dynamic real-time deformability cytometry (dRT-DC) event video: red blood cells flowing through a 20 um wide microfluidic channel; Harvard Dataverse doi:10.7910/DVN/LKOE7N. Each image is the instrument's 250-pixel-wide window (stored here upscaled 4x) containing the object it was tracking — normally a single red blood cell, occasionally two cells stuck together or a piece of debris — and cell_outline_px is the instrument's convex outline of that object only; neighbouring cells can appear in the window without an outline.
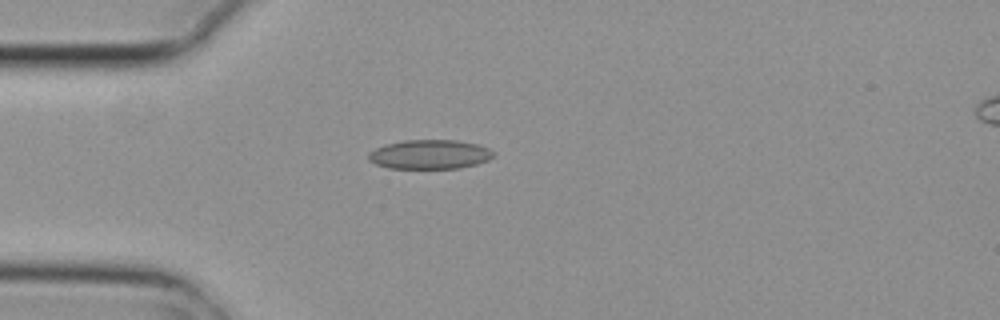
{"species": "common noctule bat (a hibernating species)", "species_latin": "Nyctalus noctula", "temperature_condition": "cold", "stored_images_in_passage": 6, "camera_frame_rate_fps": 3000, "um_per_image_px": 0.085, "animal": {"sex": "female", "body_mass_g": 29.2, "forearm_length_mm": 56.3}, "frame": {"image": 1, "passage_image": 5, "time_ms": 1.333, "image_size_px": [1000, 320], "cell_outline_px": [[496, 152], [488, 160], [476, 164], [460, 168], [388, 168], [376, 164], [368, 160], [368, 152], [384, 144], [404, 140], [456, 140], [476, 144], [488, 148]], "centroid_in_image_um": [36.5, 13.12], "position_along_channel_um": 48.5, "area_um2": 21.33}}